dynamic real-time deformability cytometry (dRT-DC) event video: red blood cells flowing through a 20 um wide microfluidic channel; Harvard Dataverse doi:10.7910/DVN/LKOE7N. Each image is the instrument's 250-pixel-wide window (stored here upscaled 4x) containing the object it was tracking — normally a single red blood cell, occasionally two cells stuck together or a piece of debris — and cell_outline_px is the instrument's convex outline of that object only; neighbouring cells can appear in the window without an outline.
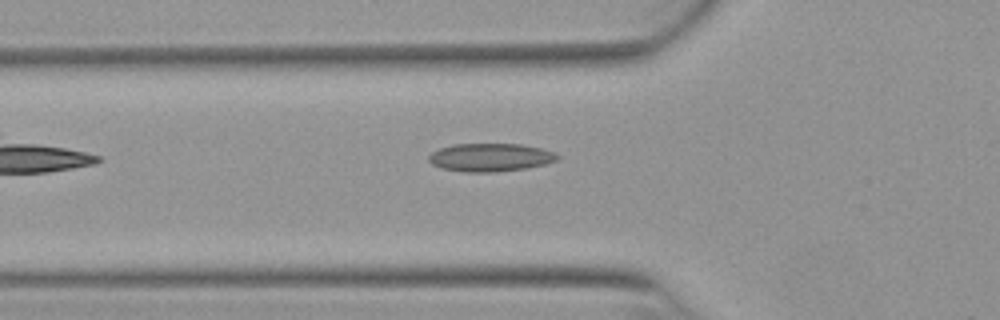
{"species": "Egyptian fruit bat (a non-hibernating species)", "species_latin": "Rousettus aegyptiacus", "temperature_condition": "warm", "stored_images_in_passage": 5, "camera_frame_rate_fps": 3000, "um_per_image_px": 0.085, "animal": {"sex": "female"}, "frame": {"image": 1, "passage_image": 3, "time_ms": 0.667, "image_size_px": [1000, 320], "cell_outline_px": [[560, 156], [556, 160], [544, 164], [528, 168], [496, 172], [464, 172], [440, 168], [432, 164], [428, 160], [428, 156], [432, 152], [440, 148], [452, 144], [520, 144], [540, 148], [552, 152]], "centroid_in_image_um": [41.64, 13.38], "position_along_channel_um": 84.2, "area_um2": 21.1}}